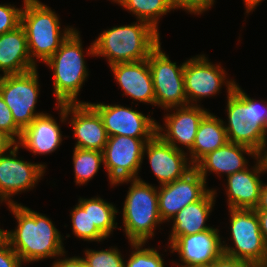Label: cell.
Masks as SVG:
<instances>
[{
    "instance_id": "6",
    "label": "cell",
    "mask_w": 267,
    "mask_h": 267,
    "mask_svg": "<svg viewBox=\"0 0 267 267\" xmlns=\"http://www.w3.org/2000/svg\"><path fill=\"white\" fill-rule=\"evenodd\" d=\"M79 33L75 29L45 62L53 70L56 104L83 103L77 97L89 74Z\"/></svg>"
},
{
    "instance_id": "16",
    "label": "cell",
    "mask_w": 267,
    "mask_h": 267,
    "mask_svg": "<svg viewBox=\"0 0 267 267\" xmlns=\"http://www.w3.org/2000/svg\"><path fill=\"white\" fill-rule=\"evenodd\" d=\"M219 230L211 228L192 235L179 236L168 246L172 252H177L181 265L177 267H195L212 265L222 254V245ZM183 263V264H182Z\"/></svg>"
},
{
    "instance_id": "28",
    "label": "cell",
    "mask_w": 267,
    "mask_h": 267,
    "mask_svg": "<svg viewBox=\"0 0 267 267\" xmlns=\"http://www.w3.org/2000/svg\"><path fill=\"white\" fill-rule=\"evenodd\" d=\"M72 160L75 182L79 186L90 181L104 163L103 152L75 147Z\"/></svg>"
},
{
    "instance_id": "33",
    "label": "cell",
    "mask_w": 267,
    "mask_h": 267,
    "mask_svg": "<svg viewBox=\"0 0 267 267\" xmlns=\"http://www.w3.org/2000/svg\"><path fill=\"white\" fill-rule=\"evenodd\" d=\"M0 129L7 133L16 143L20 140L22 130L16 125L10 108L0 95ZM16 138V139H15Z\"/></svg>"
},
{
    "instance_id": "31",
    "label": "cell",
    "mask_w": 267,
    "mask_h": 267,
    "mask_svg": "<svg viewBox=\"0 0 267 267\" xmlns=\"http://www.w3.org/2000/svg\"><path fill=\"white\" fill-rule=\"evenodd\" d=\"M84 252L86 267H124L125 260L118 248L98 251L86 249Z\"/></svg>"
},
{
    "instance_id": "45",
    "label": "cell",
    "mask_w": 267,
    "mask_h": 267,
    "mask_svg": "<svg viewBox=\"0 0 267 267\" xmlns=\"http://www.w3.org/2000/svg\"><path fill=\"white\" fill-rule=\"evenodd\" d=\"M195 267H213V264L212 265H206V266H195Z\"/></svg>"
},
{
    "instance_id": "43",
    "label": "cell",
    "mask_w": 267,
    "mask_h": 267,
    "mask_svg": "<svg viewBox=\"0 0 267 267\" xmlns=\"http://www.w3.org/2000/svg\"><path fill=\"white\" fill-rule=\"evenodd\" d=\"M258 267H267V253L264 255V258Z\"/></svg>"
},
{
    "instance_id": "27",
    "label": "cell",
    "mask_w": 267,
    "mask_h": 267,
    "mask_svg": "<svg viewBox=\"0 0 267 267\" xmlns=\"http://www.w3.org/2000/svg\"><path fill=\"white\" fill-rule=\"evenodd\" d=\"M72 229L75 236L84 241H103L107 237L95 226L90 218V199L79 198L71 211Z\"/></svg>"
},
{
    "instance_id": "26",
    "label": "cell",
    "mask_w": 267,
    "mask_h": 267,
    "mask_svg": "<svg viewBox=\"0 0 267 267\" xmlns=\"http://www.w3.org/2000/svg\"><path fill=\"white\" fill-rule=\"evenodd\" d=\"M138 20L149 23L158 31L160 17L173 10L171 0H114Z\"/></svg>"
},
{
    "instance_id": "18",
    "label": "cell",
    "mask_w": 267,
    "mask_h": 267,
    "mask_svg": "<svg viewBox=\"0 0 267 267\" xmlns=\"http://www.w3.org/2000/svg\"><path fill=\"white\" fill-rule=\"evenodd\" d=\"M170 110L175 111L164 116V128L157 122L156 134L178 150L184 149H181L179 144L190 150L200 122L208 110L203 109L200 105L173 107Z\"/></svg>"
},
{
    "instance_id": "42",
    "label": "cell",
    "mask_w": 267,
    "mask_h": 267,
    "mask_svg": "<svg viewBox=\"0 0 267 267\" xmlns=\"http://www.w3.org/2000/svg\"><path fill=\"white\" fill-rule=\"evenodd\" d=\"M267 147H264V150L261 152V154L259 155L263 161L264 167H265V171L267 173Z\"/></svg>"
},
{
    "instance_id": "41",
    "label": "cell",
    "mask_w": 267,
    "mask_h": 267,
    "mask_svg": "<svg viewBox=\"0 0 267 267\" xmlns=\"http://www.w3.org/2000/svg\"><path fill=\"white\" fill-rule=\"evenodd\" d=\"M245 2L246 7V13L249 14L251 11H254V9L260 5L264 0H243Z\"/></svg>"
},
{
    "instance_id": "20",
    "label": "cell",
    "mask_w": 267,
    "mask_h": 267,
    "mask_svg": "<svg viewBox=\"0 0 267 267\" xmlns=\"http://www.w3.org/2000/svg\"><path fill=\"white\" fill-rule=\"evenodd\" d=\"M265 171L261 157L250 168L228 175L226 194L228 208L255 209L259 203L262 181L260 175Z\"/></svg>"
},
{
    "instance_id": "35",
    "label": "cell",
    "mask_w": 267,
    "mask_h": 267,
    "mask_svg": "<svg viewBox=\"0 0 267 267\" xmlns=\"http://www.w3.org/2000/svg\"><path fill=\"white\" fill-rule=\"evenodd\" d=\"M22 265L20 257L2 237L0 239V267H22Z\"/></svg>"
},
{
    "instance_id": "30",
    "label": "cell",
    "mask_w": 267,
    "mask_h": 267,
    "mask_svg": "<svg viewBox=\"0 0 267 267\" xmlns=\"http://www.w3.org/2000/svg\"><path fill=\"white\" fill-rule=\"evenodd\" d=\"M146 243H130L132 249L130 258L124 267H164V261L161 254L155 248H143Z\"/></svg>"
},
{
    "instance_id": "36",
    "label": "cell",
    "mask_w": 267,
    "mask_h": 267,
    "mask_svg": "<svg viewBox=\"0 0 267 267\" xmlns=\"http://www.w3.org/2000/svg\"><path fill=\"white\" fill-rule=\"evenodd\" d=\"M213 267H258V265L222 254L214 263Z\"/></svg>"
},
{
    "instance_id": "40",
    "label": "cell",
    "mask_w": 267,
    "mask_h": 267,
    "mask_svg": "<svg viewBox=\"0 0 267 267\" xmlns=\"http://www.w3.org/2000/svg\"><path fill=\"white\" fill-rule=\"evenodd\" d=\"M255 210H266L267 211V184L262 182L260 190V199Z\"/></svg>"
},
{
    "instance_id": "24",
    "label": "cell",
    "mask_w": 267,
    "mask_h": 267,
    "mask_svg": "<svg viewBox=\"0 0 267 267\" xmlns=\"http://www.w3.org/2000/svg\"><path fill=\"white\" fill-rule=\"evenodd\" d=\"M216 194V190L212 188L201 200L186 205L171 219L173 225L168 244L179 236L192 235L212 228L206 225V221L215 205Z\"/></svg>"
},
{
    "instance_id": "1",
    "label": "cell",
    "mask_w": 267,
    "mask_h": 267,
    "mask_svg": "<svg viewBox=\"0 0 267 267\" xmlns=\"http://www.w3.org/2000/svg\"><path fill=\"white\" fill-rule=\"evenodd\" d=\"M17 220V228L3 230L2 237L20 257L21 262L33 263L47 258L66 256L60 231L44 214L20 203L8 204Z\"/></svg>"
},
{
    "instance_id": "8",
    "label": "cell",
    "mask_w": 267,
    "mask_h": 267,
    "mask_svg": "<svg viewBox=\"0 0 267 267\" xmlns=\"http://www.w3.org/2000/svg\"><path fill=\"white\" fill-rule=\"evenodd\" d=\"M148 65L151 70L155 92V106L169 110L173 107L187 106L184 85L185 62L178 66L161 50V43L149 54Z\"/></svg>"
},
{
    "instance_id": "7",
    "label": "cell",
    "mask_w": 267,
    "mask_h": 267,
    "mask_svg": "<svg viewBox=\"0 0 267 267\" xmlns=\"http://www.w3.org/2000/svg\"><path fill=\"white\" fill-rule=\"evenodd\" d=\"M234 246L222 245L223 254L259 265L267 253L255 209L229 208Z\"/></svg>"
},
{
    "instance_id": "25",
    "label": "cell",
    "mask_w": 267,
    "mask_h": 267,
    "mask_svg": "<svg viewBox=\"0 0 267 267\" xmlns=\"http://www.w3.org/2000/svg\"><path fill=\"white\" fill-rule=\"evenodd\" d=\"M228 142L224 121L208 112L200 122L189 160L195 166L204 156Z\"/></svg>"
},
{
    "instance_id": "5",
    "label": "cell",
    "mask_w": 267,
    "mask_h": 267,
    "mask_svg": "<svg viewBox=\"0 0 267 267\" xmlns=\"http://www.w3.org/2000/svg\"><path fill=\"white\" fill-rule=\"evenodd\" d=\"M131 182L123 205L124 232L130 243L143 242L154 236L157 226L163 224L158 206L157 187L138 179H124L113 184Z\"/></svg>"
},
{
    "instance_id": "38",
    "label": "cell",
    "mask_w": 267,
    "mask_h": 267,
    "mask_svg": "<svg viewBox=\"0 0 267 267\" xmlns=\"http://www.w3.org/2000/svg\"><path fill=\"white\" fill-rule=\"evenodd\" d=\"M15 144L16 142L0 129V154L7 153Z\"/></svg>"
},
{
    "instance_id": "2",
    "label": "cell",
    "mask_w": 267,
    "mask_h": 267,
    "mask_svg": "<svg viewBox=\"0 0 267 267\" xmlns=\"http://www.w3.org/2000/svg\"><path fill=\"white\" fill-rule=\"evenodd\" d=\"M137 22L104 30L87 48V55L102 56L109 66L148 59L160 44V32L145 21Z\"/></svg>"
},
{
    "instance_id": "29",
    "label": "cell",
    "mask_w": 267,
    "mask_h": 267,
    "mask_svg": "<svg viewBox=\"0 0 267 267\" xmlns=\"http://www.w3.org/2000/svg\"><path fill=\"white\" fill-rule=\"evenodd\" d=\"M118 210L116 207L102 198H90V218L92 225H95L107 238L117 228L115 222Z\"/></svg>"
},
{
    "instance_id": "13",
    "label": "cell",
    "mask_w": 267,
    "mask_h": 267,
    "mask_svg": "<svg viewBox=\"0 0 267 267\" xmlns=\"http://www.w3.org/2000/svg\"><path fill=\"white\" fill-rule=\"evenodd\" d=\"M56 106L60 111L62 123L72 114L69 123L77 140L75 148L103 152L108 135L99 113L89 102L56 104Z\"/></svg>"
},
{
    "instance_id": "32",
    "label": "cell",
    "mask_w": 267,
    "mask_h": 267,
    "mask_svg": "<svg viewBox=\"0 0 267 267\" xmlns=\"http://www.w3.org/2000/svg\"><path fill=\"white\" fill-rule=\"evenodd\" d=\"M22 8L0 4V35L16 29L21 24Z\"/></svg>"
},
{
    "instance_id": "37",
    "label": "cell",
    "mask_w": 267,
    "mask_h": 267,
    "mask_svg": "<svg viewBox=\"0 0 267 267\" xmlns=\"http://www.w3.org/2000/svg\"><path fill=\"white\" fill-rule=\"evenodd\" d=\"M51 267H86L83 257L74 256L54 261Z\"/></svg>"
},
{
    "instance_id": "3",
    "label": "cell",
    "mask_w": 267,
    "mask_h": 267,
    "mask_svg": "<svg viewBox=\"0 0 267 267\" xmlns=\"http://www.w3.org/2000/svg\"><path fill=\"white\" fill-rule=\"evenodd\" d=\"M262 102L251 99L236 84L233 91H227L228 123L224 122L228 141L247 146L259 155L267 145V137L263 128L267 102Z\"/></svg>"
},
{
    "instance_id": "14",
    "label": "cell",
    "mask_w": 267,
    "mask_h": 267,
    "mask_svg": "<svg viewBox=\"0 0 267 267\" xmlns=\"http://www.w3.org/2000/svg\"><path fill=\"white\" fill-rule=\"evenodd\" d=\"M100 115L108 137L129 136L151 139L156 134L157 122L132 107L120 104L89 103Z\"/></svg>"
},
{
    "instance_id": "4",
    "label": "cell",
    "mask_w": 267,
    "mask_h": 267,
    "mask_svg": "<svg viewBox=\"0 0 267 267\" xmlns=\"http://www.w3.org/2000/svg\"><path fill=\"white\" fill-rule=\"evenodd\" d=\"M21 26L24 28L32 62L36 58L46 62L76 29L65 27L61 31L59 16L39 0H23Z\"/></svg>"
},
{
    "instance_id": "15",
    "label": "cell",
    "mask_w": 267,
    "mask_h": 267,
    "mask_svg": "<svg viewBox=\"0 0 267 267\" xmlns=\"http://www.w3.org/2000/svg\"><path fill=\"white\" fill-rule=\"evenodd\" d=\"M210 190L195 168L180 179L160 185L157 191L161 220L169 222L182 208L201 200Z\"/></svg>"
},
{
    "instance_id": "21",
    "label": "cell",
    "mask_w": 267,
    "mask_h": 267,
    "mask_svg": "<svg viewBox=\"0 0 267 267\" xmlns=\"http://www.w3.org/2000/svg\"><path fill=\"white\" fill-rule=\"evenodd\" d=\"M243 153L254 157L255 160L259 157V154L253 149L228 141L220 148L204 156L194 168L205 181L208 172H214L217 176L221 173L228 176L248 167V160L245 159Z\"/></svg>"
},
{
    "instance_id": "12",
    "label": "cell",
    "mask_w": 267,
    "mask_h": 267,
    "mask_svg": "<svg viewBox=\"0 0 267 267\" xmlns=\"http://www.w3.org/2000/svg\"><path fill=\"white\" fill-rule=\"evenodd\" d=\"M19 146L15 144L6 154H0V202L17 203L15 194L33 189L46 172V165L18 159Z\"/></svg>"
},
{
    "instance_id": "10",
    "label": "cell",
    "mask_w": 267,
    "mask_h": 267,
    "mask_svg": "<svg viewBox=\"0 0 267 267\" xmlns=\"http://www.w3.org/2000/svg\"><path fill=\"white\" fill-rule=\"evenodd\" d=\"M149 140L121 135L108 137L103 150V164L111 186L124 179L140 177L143 150Z\"/></svg>"
},
{
    "instance_id": "44",
    "label": "cell",
    "mask_w": 267,
    "mask_h": 267,
    "mask_svg": "<svg viewBox=\"0 0 267 267\" xmlns=\"http://www.w3.org/2000/svg\"><path fill=\"white\" fill-rule=\"evenodd\" d=\"M263 128H264V132H265L266 137H267V114H266V118H265V121H264V124H263Z\"/></svg>"
},
{
    "instance_id": "9",
    "label": "cell",
    "mask_w": 267,
    "mask_h": 267,
    "mask_svg": "<svg viewBox=\"0 0 267 267\" xmlns=\"http://www.w3.org/2000/svg\"><path fill=\"white\" fill-rule=\"evenodd\" d=\"M38 78L37 68L22 74H0V95L22 131L37 116L44 114L35 110L40 91Z\"/></svg>"
},
{
    "instance_id": "23",
    "label": "cell",
    "mask_w": 267,
    "mask_h": 267,
    "mask_svg": "<svg viewBox=\"0 0 267 267\" xmlns=\"http://www.w3.org/2000/svg\"><path fill=\"white\" fill-rule=\"evenodd\" d=\"M61 129L48 113L37 116L23 131L16 143L32 151L34 155H45L56 151L62 143Z\"/></svg>"
},
{
    "instance_id": "11",
    "label": "cell",
    "mask_w": 267,
    "mask_h": 267,
    "mask_svg": "<svg viewBox=\"0 0 267 267\" xmlns=\"http://www.w3.org/2000/svg\"><path fill=\"white\" fill-rule=\"evenodd\" d=\"M205 56L197 55L185 61L184 85L188 105L197 106L201 98L216 95L224 84L227 91H233L236 85L234 80L228 81L220 64H212Z\"/></svg>"
},
{
    "instance_id": "46",
    "label": "cell",
    "mask_w": 267,
    "mask_h": 267,
    "mask_svg": "<svg viewBox=\"0 0 267 267\" xmlns=\"http://www.w3.org/2000/svg\"><path fill=\"white\" fill-rule=\"evenodd\" d=\"M2 231L3 229L0 228V239L2 238Z\"/></svg>"
},
{
    "instance_id": "17",
    "label": "cell",
    "mask_w": 267,
    "mask_h": 267,
    "mask_svg": "<svg viewBox=\"0 0 267 267\" xmlns=\"http://www.w3.org/2000/svg\"><path fill=\"white\" fill-rule=\"evenodd\" d=\"M145 154L148 156L151 169L160 185L180 179L194 168L187 158L188 153L176 149L165 142L158 134H155L145 144L143 159Z\"/></svg>"
},
{
    "instance_id": "19",
    "label": "cell",
    "mask_w": 267,
    "mask_h": 267,
    "mask_svg": "<svg viewBox=\"0 0 267 267\" xmlns=\"http://www.w3.org/2000/svg\"><path fill=\"white\" fill-rule=\"evenodd\" d=\"M124 94L133 101L155 106V92L148 59L143 61L117 63L109 66Z\"/></svg>"
},
{
    "instance_id": "22",
    "label": "cell",
    "mask_w": 267,
    "mask_h": 267,
    "mask_svg": "<svg viewBox=\"0 0 267 267\" xmlns=\"http://www.w3.org/2000/svg\"><path fill=\"white\" fill-rule=\"evenodd\" d=\"M37 68L31 58L24 28L0 35V71L3 75L22 74Z\"/></svg>"
},
{
    "instance_id": "39",
    "label": "cell",
    "mask_w": 267,
    "mask_h": 267,
    "mask_svg": "<svg viewBox=\"0 0 267 267\" xmlns=\"http://www.w3.org/2000/svg\"><path fill=\"white\" fill-rule=\"evenodd\" d=\"M260 223V231L263 235L264 241L267 244V211L266 210H255Z\"/></svg>"
},
{
    "instance_id": "34",
    "label": "cell",
    "mask_w": 267,
    "mask_h": 267,
    "mask_svg": "<svg viewBox=\"0 0 267 267\" xmlns=\"http://www.w3.org/2000/svg\"><path fill=\"white\" fill-rule=\"evenodd\" d=\"M215 0H171L173 10L184 9L191 14H202L213 6Z\"/></svg>"
}]
</instances>
